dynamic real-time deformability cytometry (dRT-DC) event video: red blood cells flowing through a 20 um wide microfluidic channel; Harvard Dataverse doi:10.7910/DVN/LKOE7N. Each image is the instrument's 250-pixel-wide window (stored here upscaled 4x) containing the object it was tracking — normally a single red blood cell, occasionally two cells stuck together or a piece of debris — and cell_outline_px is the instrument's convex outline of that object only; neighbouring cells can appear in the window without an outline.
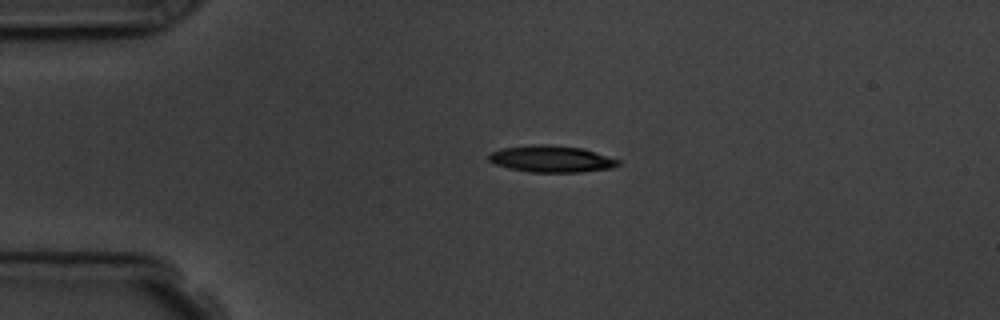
{"species": "common noctule bat (a hibernating species)", "species_latin": "Nyctalus noctula", "temperature_condition": "room temperature", "stored_images_in_passage": 2, "camera_frame_rate_fps": 3000, "um_per_image_px": 0.085, "animal": {"sex": "male", "body_mass_g": 19.5, "forearm_length_mm": 54.6}, "frame": {"image": 1, "passage_image": 1, "time_ms": 0.0, "image_size_px": [1000, 320], "cell_outline_px": [[620, 164], [612, 168], [580, 172], [528, 172], [508, 168], [496, 164], [488, 160], [488, 156], [492, 152], [500, 148], [532, 144], [548, 144], [584, 148], [620, 160]], "centroid_in_image_um": [46.87, 13.5], "position_along_channel_um": 38.1, "area_um2": 20.29}}